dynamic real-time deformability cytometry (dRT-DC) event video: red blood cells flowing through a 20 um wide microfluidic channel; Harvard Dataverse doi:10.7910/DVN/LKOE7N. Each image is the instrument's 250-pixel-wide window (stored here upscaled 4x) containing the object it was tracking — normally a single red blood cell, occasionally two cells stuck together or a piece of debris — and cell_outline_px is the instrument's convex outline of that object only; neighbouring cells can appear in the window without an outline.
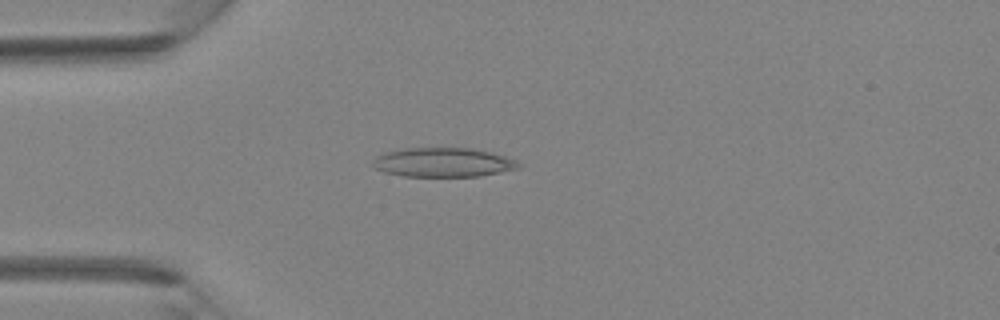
{"species": "Egyptian fruit bat (a non-hibernating species)", "species_latin": "Rousettus aegyptiacus", "temperature_condition": "room temperature", "stored_images_in_passage": 3, "camera_frame_rate_fps": 3000, "um_per_image_px": 0.085, "animal": {"sex": "female"}, "frame": {"image": 1, "passage_image": 3, "time_ms": 0.667, "image_size_px": [1000, 320], "cell_outline_px": [[520, 168], [480, 176], [404, 176], [384, 172], [376, 168], [372, 164], [372, 160], [376, 156], [388, 152], [404, 148], [472, 148], [492, 152], [516, 160], [520, 164]], "centroid_in_image_um": [37.68, 13.8], "position_along_channel_um": 47.3, "area_um2": 24.74}}